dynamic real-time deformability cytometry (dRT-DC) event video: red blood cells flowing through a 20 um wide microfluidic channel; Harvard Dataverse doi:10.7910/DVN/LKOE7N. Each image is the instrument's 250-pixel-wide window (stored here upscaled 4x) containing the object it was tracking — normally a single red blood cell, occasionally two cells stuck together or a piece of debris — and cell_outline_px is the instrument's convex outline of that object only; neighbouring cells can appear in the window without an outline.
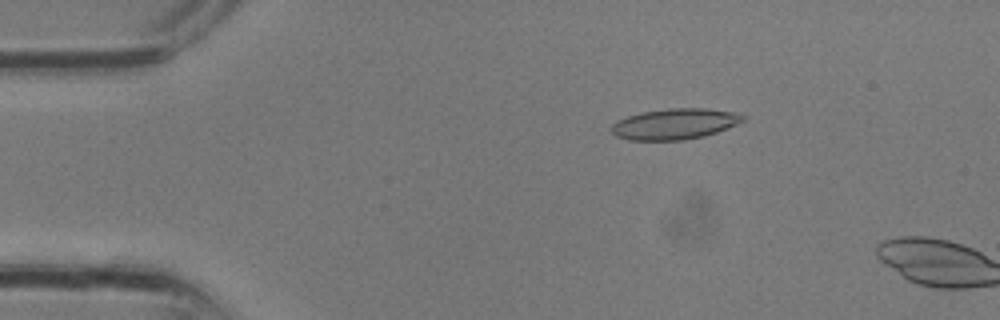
{"species": "common noctule bat (a hibernating species)", "species_latin": "Nyctalus noctula", "temperature_condition": "room temperature", "stored_images_in_passage": 6, "camera_frame_rate_fps": 3000, "um_per_image_px": 0.085, "animal": {"sex": "male", "body_mass_g": 13.3}, "frame": {"image": 1, "passage_image": 5, "time_ms": 1.333, "image_size_px": [1000, 320], "cell_outline_px": [[744, 120], [736, 124], [716, 132], [704, 136], [684, 140], [628, 140], [616, 136], [612, 132], [612, 124], [616, 120], [640, 112], [668, 108], [704, 108], [736, 112], [744, 116]], "centroid_in_image_um": [57.32, 10.53], "position_along_channel_um": 27.7, "area_um2": 23.58}}